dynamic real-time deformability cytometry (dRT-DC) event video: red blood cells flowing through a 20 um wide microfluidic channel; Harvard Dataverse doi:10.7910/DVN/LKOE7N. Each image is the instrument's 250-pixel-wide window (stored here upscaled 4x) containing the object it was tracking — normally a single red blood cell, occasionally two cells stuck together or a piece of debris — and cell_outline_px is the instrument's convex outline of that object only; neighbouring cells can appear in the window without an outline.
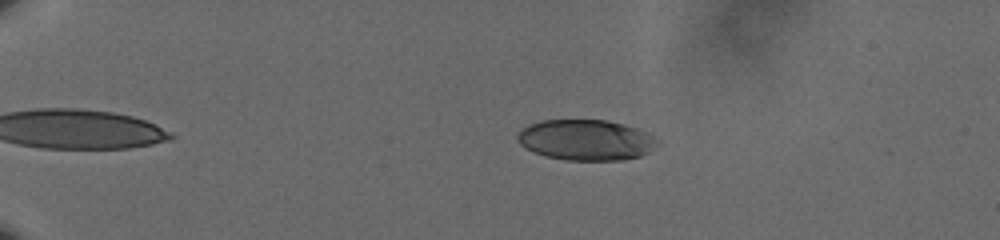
{"species": "human", "species_latin": "Homo sapiens", "temperature_condition": "cold", "stored_images_in_passage": 49, "camera_frame_rate_fps": 3000, "um_per_image_px": 0.085, "donor": {"sex": "male"}, "frame": {"image": 1, "passage_image": 3, "time_ms": 0.667, "image_size_px": [1000, 240], "cell_outline_px": [[660, 144], [648, 152], [640, 156], [620, 160], [564, 160], [544, 156], [520, 144], [516, 136], [528, 124], [540, 120], [604, 120], [624, 124], [648, 132], [660, 140]], "centroid_in_image_um": [49.85, 11.89], "position_along_channel_um": 35.2, "area_um2": 33.23}}
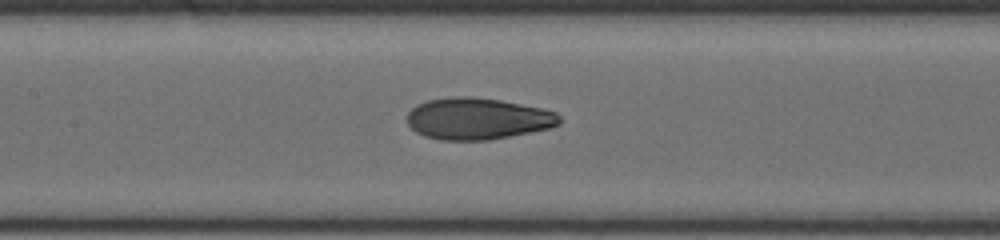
{"frame": {"image": 2, "passage_image": 21, "time_ms": 6.667, "image_size_px": [1000, 240], "cell_outline_px": [[560, 124], [552, 128], [488, 140], [440, 140], [424, 136], [416, 132], [408, 124], [408, 112], [416, 104], [428, 100], [456, 96], [468, 96], [500, 100], [540, 108], [556, 112], [560, 116]], "centroid_in_image_um": [40.59, 10.09], "position_along_channel_um": 166.8, "area_um2": 36.93}}
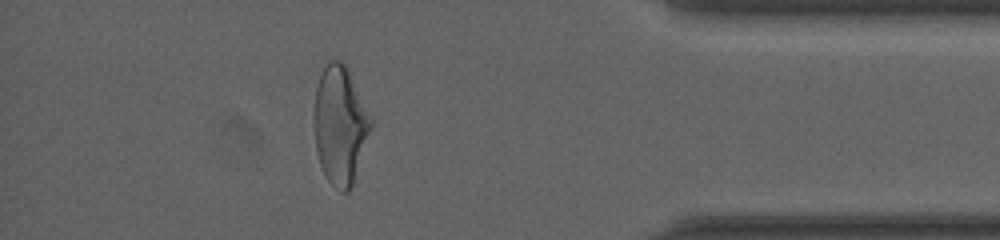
{"frame": {"image": 3, "passage_image": 43, "time_ms": 14.0, "image_size_px": [1000, 240], "cell_outline_px": [[376, 120], [352, 184], [348, 192], [340, 192], [328, 180], [320, 164], [316, 152], [316, 84], [328, 60], [340, 60], [348, 68]], "centroid_in_image_um": [28.99, 10.6], "position_along_channel_um": 406.2, "area_um2": 39.36}, "authors_computed_cell_mechanics": {"area_um2": 36.6452, "velocity_mm_per_s": 3.6211, "shape_relaxation_time_tau1_ms": 5.0004, "shape_relaxation_time_tau2_ms": 1.3876, "deformation_change_tau1": 0.1945, "deformation_change_tau2": 0.0679}}